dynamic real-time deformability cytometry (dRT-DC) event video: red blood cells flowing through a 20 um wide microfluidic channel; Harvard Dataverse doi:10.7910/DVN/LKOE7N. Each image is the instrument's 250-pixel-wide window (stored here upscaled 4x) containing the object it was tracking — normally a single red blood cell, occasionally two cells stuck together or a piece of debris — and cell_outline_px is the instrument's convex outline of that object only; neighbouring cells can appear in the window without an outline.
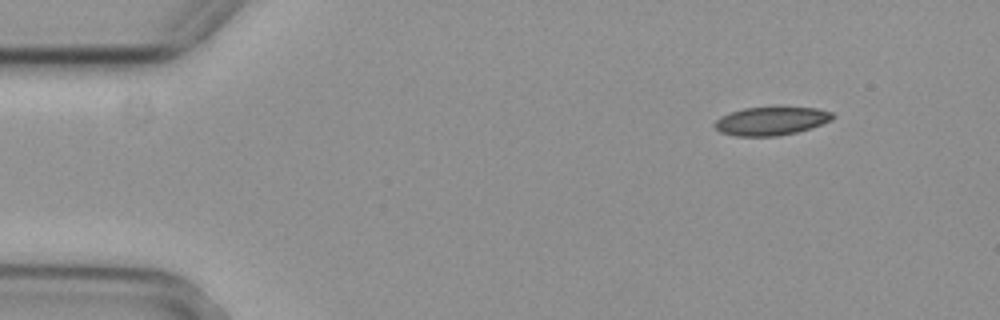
{"species": "common noctule bat (a hibernating species)", "species_latin": "Nyctalus noctula", "temperature_condition": "cold", "stored_images_in_passage": 5, "camera_frame_rate_fps": 3000, "um_per_image_px": 0.085, "animal": {"sex": "female", "body_mass_g": 29.2, "forearm_length_mm": 56.3}, "frame": {"image": 1, "passage_image": 1, "time_ms": 0.0, "image_size_px": [1000, 320], "cell_outline_px": [[836, 116], [832, 120], [812, 128], [796, 132], [776, 136], [736, 136], [720, 132], [712, 124], [720, 116], [744, 108], [776, 104], [816, 108], [832, 112]], "centroid_in_image_um": [65.59, 10.23], "position_along_channel_um": 19.4, "area_um2": 20.4}}
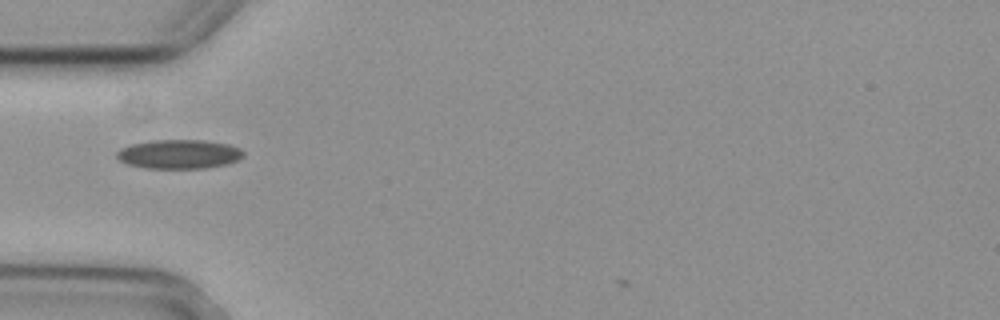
{"frame": {"image": 2, "passage_image": 4, "time_ms": 1.0, "image_size_px": [1000, 320], "cell_outline_px": [[244, 156], [228, 164], [204, 168], [144, 168], [128, 164], [120, 160], [116, 156], [116, 152], [120, 148], [128, 144], [152, 140], [204, 140], [228, 144], [240, 148], [244, 152]], "centroid_in_image_um": [15.2, 13.09], "position_along_channel_um": 69.8, "area_um2": 21.62}}